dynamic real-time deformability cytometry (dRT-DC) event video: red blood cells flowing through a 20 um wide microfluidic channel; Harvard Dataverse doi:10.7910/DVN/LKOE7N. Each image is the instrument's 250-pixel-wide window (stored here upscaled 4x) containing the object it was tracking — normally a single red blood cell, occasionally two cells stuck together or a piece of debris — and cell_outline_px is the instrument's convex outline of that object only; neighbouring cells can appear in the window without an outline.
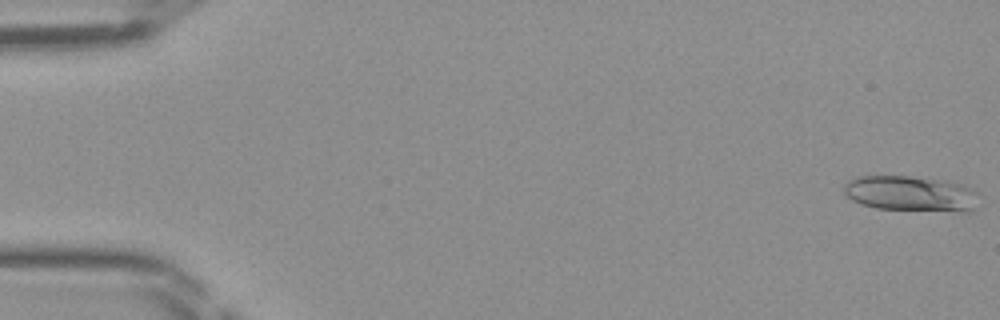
{"species": "Egyptian fruit bat (a non-hibernating species)", "species_latin": "Rousettus aegyptiacus", "temperature_condition": "room temperature", "stored_images_in_passage": 47, "camera_frame_rate_fps": 3000, "um_per_image_px": 0.085, "frame": {"image": 1, "passage_image": 1, "time_ms": 0.0, "image_size_px": [1000, 320], "cell_outline_px": [[976, 192], [972, 208], [968, 212], [960, 212], [876, 208], [860, 204], [844, 196], [844, 184], [848, 180], [856, 176], [908, 176], [948, 180], [964, 184]], "centroid_in_image_um": [77.35, 16.44], "position_along_channel_um": 7.6, "area_um2": 28.03}}
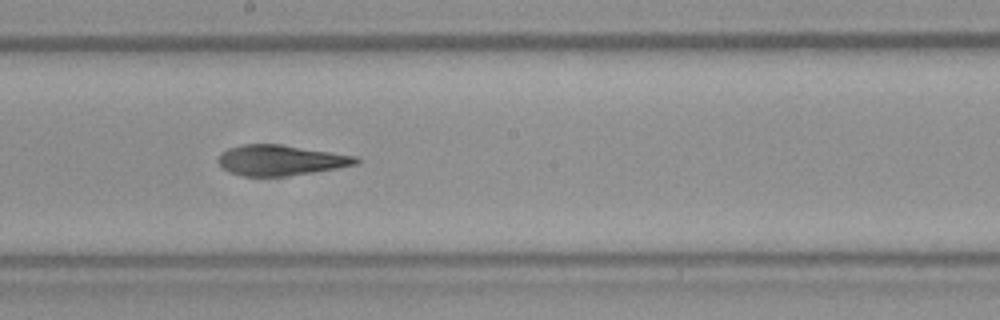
{"frame": {"image": 2, "passage_image": 26, "time_ms": 8.333, "image_size_px": [1000, 320], "cell_outline_px": [[360, 160], [356, 164], [336, 168], [312, 172], [284, 176], [244, 176], [228, 172], [216, 160], [220, 152], [228, 148], [240, 144], [280, 144], [356, 156]], "centroid_in_image_um": [23.78, 13.61], "position_along_channel_um": 224.4, "area_um2": 24.33}}
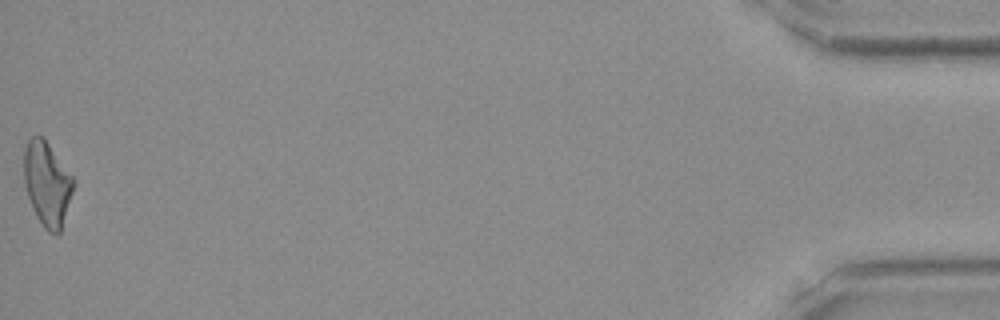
{"frame": {"image": 3, "passage_image": 47, "time_ms": 15.333, "image_size_px": [1000, 320], "cell_outline_px": [[76, 184], [60, 232], [56, 236], [48, 232], [44, 228], [36, 216], [32, 208], [28, 196], [24, 180], [24, 148], [28, 140], [32, 136], [44, 136], [76, 180]], "centroid_in_image_um": [4.03, 15.61], "position_along_channel_um": 431.2, "area_um2": 24.74}}